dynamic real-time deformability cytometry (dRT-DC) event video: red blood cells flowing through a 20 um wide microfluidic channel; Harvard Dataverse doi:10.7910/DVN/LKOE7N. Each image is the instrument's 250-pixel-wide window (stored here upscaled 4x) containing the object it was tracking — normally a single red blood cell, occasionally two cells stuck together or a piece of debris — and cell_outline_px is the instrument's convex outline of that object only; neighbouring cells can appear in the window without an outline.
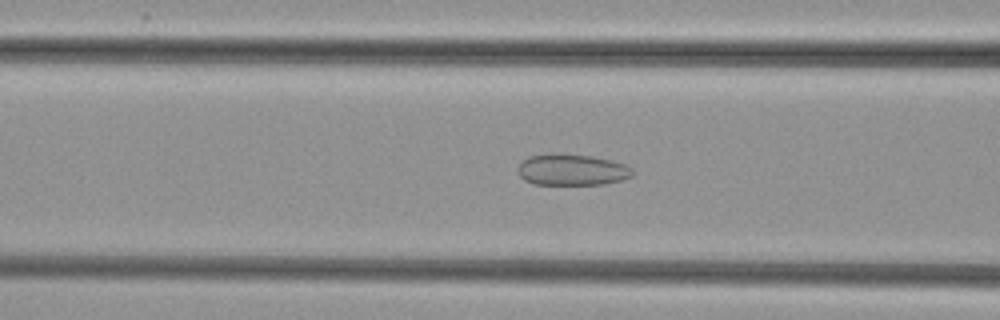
{"species": "common noctule bat (a hibernating species)", "species_latin": "Nyctalus noctula", "temperature_condition": "cold", "stored_images_in_passage": 43, "camera_frame_rate_fps": 3000, "um_per_image_px": 0.085, "animal": {"sex": "female", "body_mass_g": 29.2, "forearm_length_mm": 56.3}, "frame": {"image": 1, "passage_image": 12, "time_ms": 3.667, "image_size_px": [1000, 320], "cell_outline_px": [[632, 176], [620, 180], [604, 184], [532, 184], [524, 180], [520, 176], [516, 168], [528, 156], [592, 156], [612, 160], [624, 164], [632, 168]], "centroid_in_image_um": [48.63, 14.47], "position_along_channel_um": 118.0, "area_um2": 20.17}}
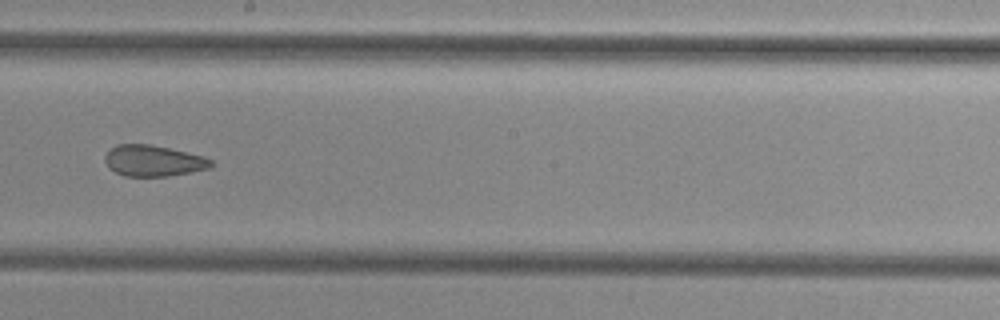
{"frame": {"image": 2, "passage_image": 21, "time_ms": 6.667, "image_size_px": [1000, 320], "cell_outline_px": [[216, 164], [208, 168], [192, 172], [168, 176], [124, 176], [108, 168], [104, 160], [104, 156], [116, 144], [148, 144], [168, 148], [204, 156], [212, 160]], "centroid_in_image_um": [13.04, 13.67], "position_along_channel_um": 235.2, "area_um2": 19.25}}
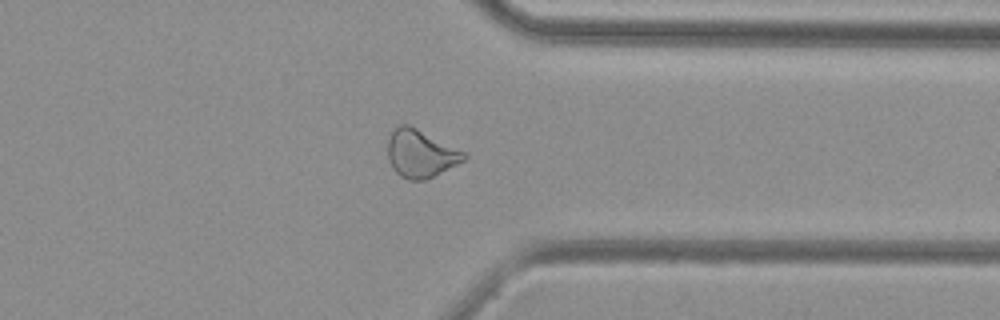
{"frame": {"image": 3, "passage_image": 32, "time_ms": 10.333, "image_size_px": [1000, 320], "cell_outline_px": [[468, 156], [464, 160], [424, 180], [408, 180], [400, 176], [392, 168], [388, 160], [388, 140], [392, 132], [400, 124], [408, 124], [468, 152]], "centroid_in_image_um": [35.76, 13.04], "position_along_channel_um": 375.6, "area_um2": 21.15}}